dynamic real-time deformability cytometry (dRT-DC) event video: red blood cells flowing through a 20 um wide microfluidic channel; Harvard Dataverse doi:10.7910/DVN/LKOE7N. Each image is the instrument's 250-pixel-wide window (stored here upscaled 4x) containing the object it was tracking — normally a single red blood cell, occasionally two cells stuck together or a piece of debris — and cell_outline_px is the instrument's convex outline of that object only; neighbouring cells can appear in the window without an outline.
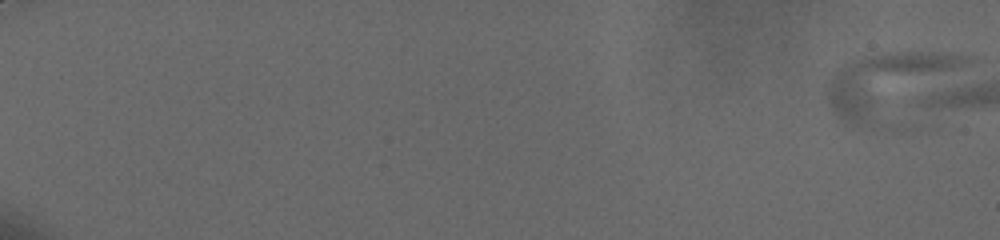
{"species": "human", "species_latin": "Homo sapiens", "temperature_condition": "cold", "stored_images_in_passage": 6, "camera_frame_rate_fps": 3000, "um_per_image_px": 0.085, "donor": {"sex": "male"}, "frame": {"image": 1, "passage_image": 1, "time_ms": 0.0, "image_size_px": [1000, 240], "cell_outline_px": [[968, 60], [892, 132], [872, 132], [852, 128], [844, 124], [836, 116], [828, 104], [824, 92], [828, 80], [844, 64], [864, 56], [884, 52], [936, 52], [964, 56]], "centroid_in_image_um": [75.42, 7.42], "position_along_channel_um": 9.6, "area_um2": 54.56}}